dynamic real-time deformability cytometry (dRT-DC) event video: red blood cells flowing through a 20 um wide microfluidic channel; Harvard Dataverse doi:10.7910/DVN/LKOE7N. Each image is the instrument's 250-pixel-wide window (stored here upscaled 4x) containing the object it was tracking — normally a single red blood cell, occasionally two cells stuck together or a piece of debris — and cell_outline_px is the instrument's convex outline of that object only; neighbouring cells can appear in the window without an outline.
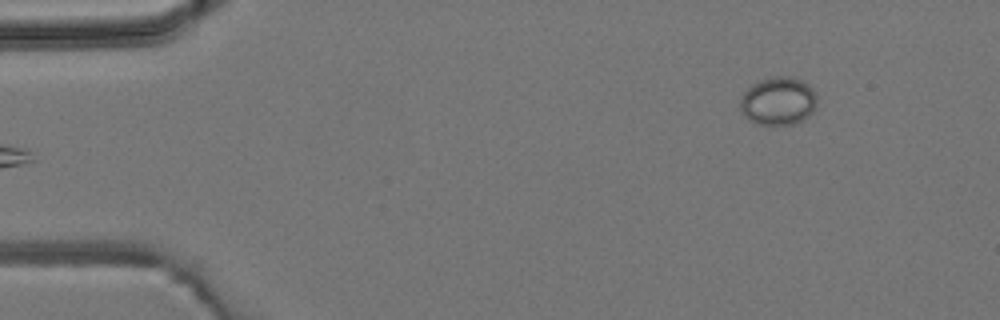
{"species": "common noctule bat (a hibernating species)", "species_latin": "Nyctalus noctula", "temperature_condition": "room temperature", "stored_images_in_passage": 4, "camera_frame_rate_fps": 3000, "um_per_image_px": 0.085, "animal": {"sex": "male", "body_mass_g": 19.2, "forearm_length_mm": 51.8}, "frame": {"image": 1, "passage_image": 4, "time_ms": 4.333, "image_size_px": [1000, 320], "cell_outline_px": [[816, 104], [812, 112], [808, 116], [792, 124], [756, 124], [748, 120], [740, 112], [740, 100], [744, 92], [752, 84], [760, 80], [776, 76], [788, 76], [800, 80], [808, 84], [816, 92]], "centroid_in_image_um": [66.12, 8.59], "position_along_channel_um": 18.9, "area_um2": 21.5}}